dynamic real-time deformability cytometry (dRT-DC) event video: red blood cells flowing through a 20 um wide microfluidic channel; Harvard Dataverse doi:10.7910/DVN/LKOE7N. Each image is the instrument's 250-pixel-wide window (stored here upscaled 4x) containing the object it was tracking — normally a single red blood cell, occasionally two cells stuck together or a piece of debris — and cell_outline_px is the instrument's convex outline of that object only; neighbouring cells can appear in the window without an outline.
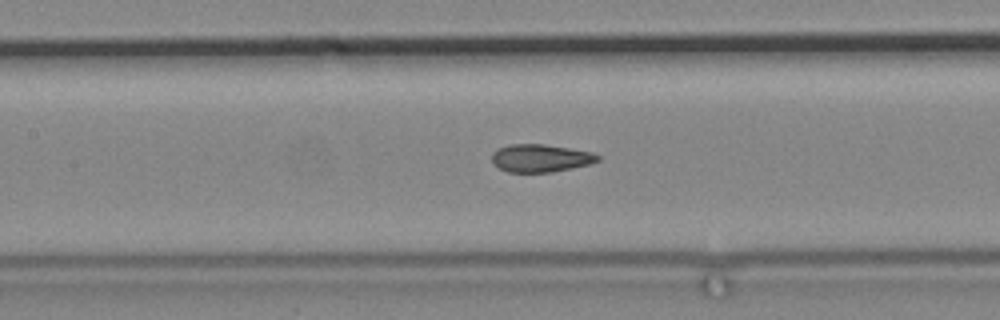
{"species": "common noctule bat (a hibernating species)", "species_latin": "Nyctalus noctula", "temperature_condition": "cold", "stored_images_in_passage": 80, "camera_frame_rate_fps": 3000, "um_per_image_px": 0.085, "animal": {"sex": "male", "body_mass_g": 19.2, "forearm_length_mm": 51.8}, "frame": {"image": 1, "passage_image": 45, "time_ms": 14.667, "image_size_px": [1000, 320], "cell_outline_px": [[600, 160], [592, 164], [552, 172], [508, 172], [492, 164], [492, 152], [496, 148], [512, 144], [544, 144], [592, 152], [600, 156]], "centroid_in_image_um": [45.94, 13.44], "position_along_channel_um": 161.5, "area_um2": 17.28}}
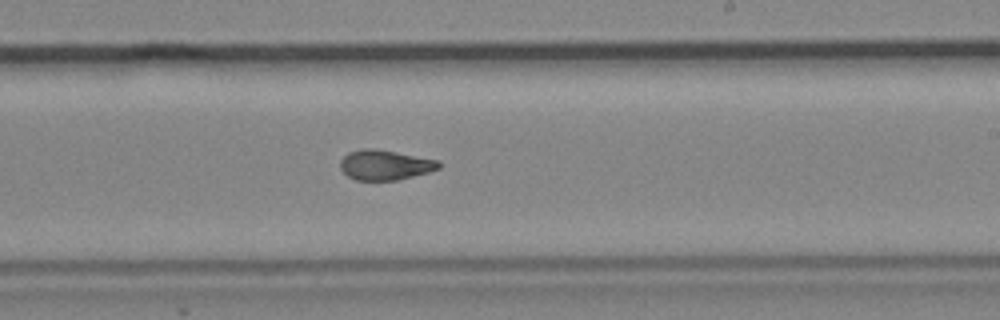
{"frame": {"image": 2, "passage_image": 54, "time_ms": 17.667, "image_size_px": [1000, 320], "cell_outline_px": [[440, 168], [428, 172], [396, 180], [356, 180], [348, 176], [340, 168], [340, 160], [348, 152], [364, 148], [372, 148], [396, 152], [440, 160]], "centroid_in_image_um": [32.72, 14.01], "position_along_channel_um": 256.3, "area_um2": 17.17}}
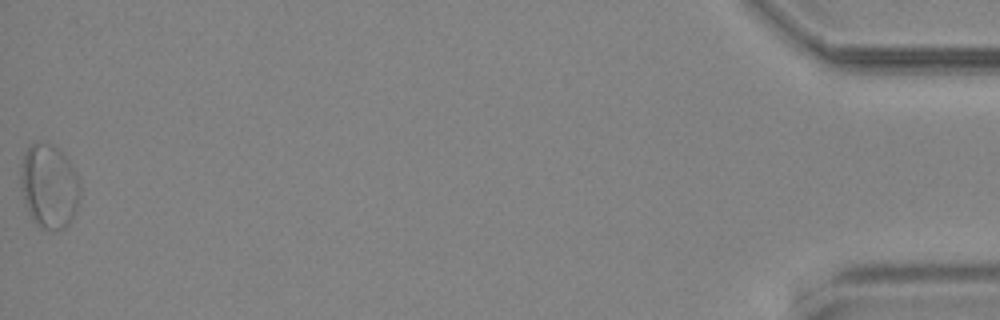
{"frame": {"image": 3, "passage_image": 80, "time_ms": 26.333, "image_size_px": [1000, 320], "cell_outline_px": [[80, 192], [76, 208], [68, 224], [64, 228], [56, 232], [52, 232], [36, 228], [28, 212], [20, 188], [20, 176], [24, 156], [32, 140], [40, 140], [56, 148], [68, 160], [76, 172], [80, 188]], "centroid_in_image_um": [4.14, 15.88], "position_along_channel_um": 431.1, "area_um2": 29.42}}